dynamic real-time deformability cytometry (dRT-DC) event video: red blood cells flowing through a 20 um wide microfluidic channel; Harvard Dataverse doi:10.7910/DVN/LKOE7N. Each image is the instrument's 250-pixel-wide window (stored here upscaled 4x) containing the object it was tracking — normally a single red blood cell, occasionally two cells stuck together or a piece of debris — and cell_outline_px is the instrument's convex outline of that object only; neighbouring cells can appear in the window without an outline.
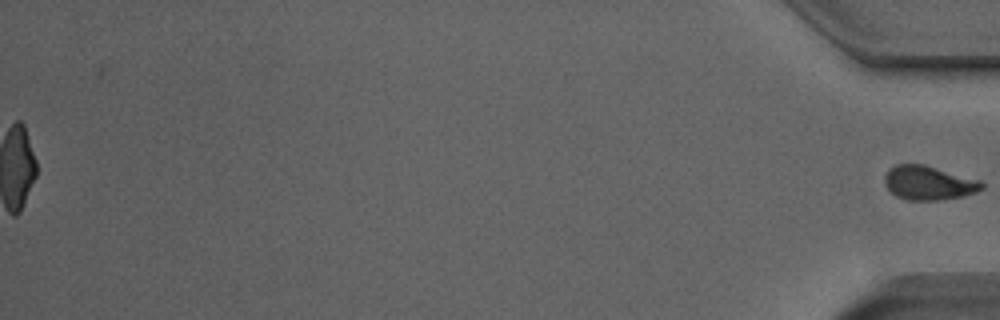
{"species": "Egyptian fruit bat (a non-hibernating species)", "species_latin": "Rousettus aegyptiacus", "temperature_condition": "room temperature", "stored_images_in_passage": 41, "segment_of_instrument_passage": [2, 2], "camera_frame_rate_fps": 3000, "um_per_image_px": 0.085, "animal": {"sex": "male"}, "frame": {"image": 1, "passage_image": 41, "time_ms": 13.333, "image_size_px": [1000, 320], "cell_outline_px": [[984, 188], [976, 192], [964, 196], [940, 200], [908, 200], [896, 196], [884, 184], [884, 176], [896, 164], [924, 164], [980, 180], [984, 184]], "centroid_in_image_um": [78.96, 15.55], "position_along_channel_um": 356.2, "area_um2": 19.25}}